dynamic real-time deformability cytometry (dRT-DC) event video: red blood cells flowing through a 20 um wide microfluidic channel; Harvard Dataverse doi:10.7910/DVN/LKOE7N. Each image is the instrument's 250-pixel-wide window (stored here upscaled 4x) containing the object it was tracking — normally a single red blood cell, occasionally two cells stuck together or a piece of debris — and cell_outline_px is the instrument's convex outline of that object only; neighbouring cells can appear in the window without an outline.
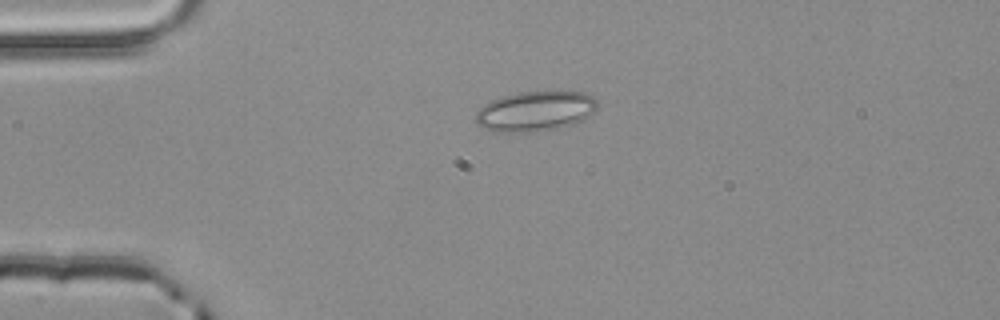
{"species": "common noctule bat (a hibernating species)", "species_latin": "Nyctalus noctula", "temperature_condition": "room temperature", "stored_images_in_passage": 2, "camera_frame_rate_fps": 3000, "um_per_image_px": 0.085, "animal": {"sex": "male", "body_mass_g": 20.4}, "frame": {"image": 1, "passage_image": 1, "time_ms": 0.0, "image_size_px": [1000, 320], "cell_outline_px": [[596, 108], [588, 116], [572, 124], [556, 128], [532, 132], [492, 132], [484, 128], [476, 120], [476, 112], [484, 104], [500, 96], [516, 92], [560, 88], [584, 92], [592, 96], [596, 100]], "centroid_in_image_um": [45.51, 9.39], "position_along_channel_um": 39.5, "area_um2": 29.13}}
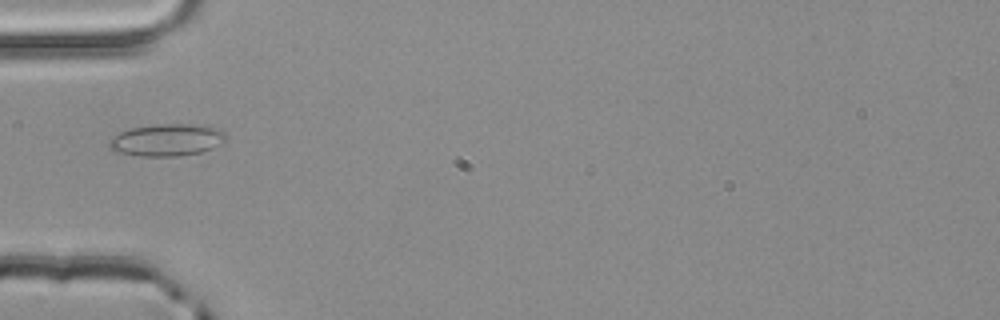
{"frame": {"image": 2, "passage_image": 2, "time_ms": 0.333, "image_size_px": [1000, 320], "cell_outline_px": [[228, 136], [224, 140], [212, 148], [200, 152], [180, 156], [140, 156], [116, 152], [108, 148], [108, 140], [112, 136], [120, 132], [132, 128], [156, 124], [208, 124], [220, 128]], "centroid_in_image_um": [14.19, 11.88], "position_along_channel_um": 70.8, "area_um2": 22.2}}